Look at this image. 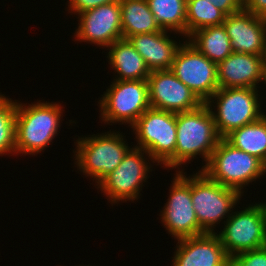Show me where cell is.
Returning a JSON list of instances; mask_svg holds the SVG:
<instances>
[{
  "mask_svg": "<svg viewBox=\"0 0 266 266\" xmlns=\"http://www.w3.org/2000/svg\"><path fill=\"white\" fill-rule=\"evenodd\" d=\"M211 107L206 103L198 109L176 113L175 168L201 155L208 164L221 137L218 135Z\"/></svg>",
  "mask_w": 266,
  "mask_h": 266,
  "instance_id": "cell-1",
  "label": "cell"
},
{
  "mask_svg": "<svg viewBox=\"0 0 266 266\" xmlns=\"http://www.w3.org/2000/svg\"><path fill=\"white\" fill-rule=\"evenodd\" d=\"M62 113L58 103L39 101L26 106L16 102V153L34 155L48 147L58 134Z\"/></svg>",
  "mask_w": 266,
  "mask_h": 266,
  "instance_id": "cell-2",
  "label": "cell"
},
{
  "mask_svg": "<svg viewBox=\"0 0 266 266\" xmlns=\"http://www.w3.org/2000/svg\"><path fill=\"white\" fill-rule=\"evenodd\" d=\"M131 127L137 135L135 147L145 150L154 163L175 168L176 113L150 107Z\"/></svg>",
  "mask_w": 266,
  "mask_h": 266,
  "instance_id": "cell-3",
  "label": "cell"
},
{
  "mask_svg": "<svg viewBox=\"0 0 266 266\" xmlns=\"http://www.w3.org/2000/svg\"><path fill=\"white\" fill-rule=\"evenodd\" d=\"M201 170L211 180L240 194L243 186L263 176L260 159L233 147L224 138L220 139L208 164Z\"/></svg>",
  "mask_w": 266,
  "mask_h": 266,
  "instance_id": "cell-4",
  "label": "cell"
},
{
  "mask_svg": "<svg viewBox=\"0 0 266 266\" xmlns=\"http://www.w3.org/2000/svg\"><path fill=\"white\" fill-rule=\"evenodd\" d=\"M118 132H105L77 139L76 165L87 176L94 177L97 185L121 163L130 150Z\"/></svg>",
  "mask_w": 266,
  "mask_h": 266,
  "instance_id": "cell-5",
  "label": "cell"
},
{
  "mask_svg": "<svg viewBox=\"0 0 266 266\" xmlns=\"http://www.w3.org/2000/svg\"><path fill=\"white\" fill-rule=\"evenodd\" d=\"M255 88H219L206 102L217 105V114L211 109L218 135L224 138L231 131L258 121L264 112ZM214 99V100H213Z\"/></svg>",
  "mask_w": 266,
  "mask_h": 266,
  "instance_id": "cell-6",
  "label": "cell"
},
{
  "mask_svg": "<svg viewBox=\"0 0 266 266\" xmlns=\"http://www.w3.org/2000/svg\"><path fill=\"white\" fill-rule=\"evenodd\" d=\"M241 194L211 180L202 170L191 176V199L198 224L206 233H215L214 226L230 217ZM228 214V216H227Z\"/></svg>",
  "mask_w": 266,
  "mask_h": 266,
  "instance_id": "cell-7",
  "label": "cell"
},
{
  "mask_svg": "<svg viewBox=\"0 0 266 266\" xmlns=\"http://www.w3.org/2000/svg\"><path fill=\"white\" fill-rule=\"evenodd\" d=\"M100 98L104 123H127L132 126L150 108L147 80H114Z\"/></svg>",
  "mask_w": 266,
  "mask_h": 266,
  "instance_id": "cell-8",
  "label": "cell"
},
{
  "mask_svg": "<svg viewBox=\"0 0 266 266\" xmlns=\"http://www.w3.org/2000/svg\"><path fill=\"white\" fill-rule=\"evenodd\" d=\"M217 234L230 258L236 254L266 246V228L260 205L233 212Z\"/></svg>",
  "mask_w": 266,
  "mask_h": 266,
  "instance_id": "cell-9",
  "label": "cell"
},
{
  "mask_svg": "<svg viewBox=\"0 0 266 266\" xmlns=\"http://www.w3.org/2000/svg\"><path fill=\"white\" fill-rule=\"evenodd\" d=\"M170 70L203 103L219 89L217 64L188 41L179 47Z\"/></svg>",
  "mask_w": 266,
  "mask_h": 266,
  "instance_id": "cell-10",
  "label": "cell"
},
{
  "mask_svg": "<svg viewBox=\"0 0 266 266\" xmlns=\"http://www.w3.org/2000/svg\"><path fill=\"white\" fill-rule=\"evenodd\" d=\"M150 155L143 149L133 147L127 152L121 163L109 175H107L98 185L103 193L108 197L111 203L138 200L141 185L147 180L150 169L147 158ZM146 161V162H145Z\"/></svg>",
  "mask_w": 266,
  "mask_h": 266,
  "instance_id": "cell-11",
  "label": "cell"
},
{
  "mask_svg": "<svg viewBox=\"0 0 266 266\" xmlns=\"http://www.w3.org/2000/svg\"><path fill=\"white\" fill-rule=\"evenodd\" d=\"M172 181L170 195L161 219L169 234L177 240L205 234L198 224V219L191 199V177H186L182 170L177 171Z\"/></svg>",
  "mask_w": 266,
  "mask_h": 266,
  "instance_id": "cell-12",
  "label": "cell"
},
{
  "mask_svg": "<svg viewBox=\"0 0 266 266\" xmlns=\"http://www.w3.org/2000/svg\"><path fill=\"white\" fill-rule=\"evenodd\" d=\"M147 82L151 108L181 113L204 104L170 69L151 71Z\"/></svg>",
  "mask_w": 266,
  "mask_h": 266,
  "instance_id": "cell-13",
  "label": "cell"
},
{
  "mask_svg": "<svg viewBox=\"0 0 266 266\" xmlns=\"http://www.w3.org/2000/svg\"><path fill=\"white\" fill-rule=\"evenodd\" d=\"M76 40L109 47L122 39L120 1L103 4L79 15Z\"/></svg>",
  "mask_w": 266,
  "mask_h": 266,
  "instance_id": "cell-14",
  "label": "cell"
},
{
  "mask_svg": "<svg viewBox=\"0 0 266 266\" xmlns=\"http://www.w3.org/2000/svg\"><path fill=\"white\" fill-rule=\"evenodd\" d=\"M173 258V266H230L231 258L217 233L182 238Z\"/></svg>",
  "mask_w": 266,
  "mask_h": 266,
  "instance_id": "cell-15",
  "label": "cell"
},
{
  "mask_svg": "<svg viewBox=\"0 0 266 266\" xmlns=\"http://www.w3.org/2000/svg\"><path fill=\"white\" fill-rule=\"evenodd\" d=\"M223 25L231 40L232 51L261 55L266 33V18L254 15L244 8L226 15Z\"/></svg>",
  "mask_w": 266,
  "mask_h": 266,
  "instance_id": "cell-16",
  "label": "cell"
},
{
  "mask_svg": "<svg viewBox=\"0 0 266 266\" xmlns=\"http://www.w3.org/2000/svg\"><path fill=\"white\" fill-rule=\"evenodd\" d=\"M263 63L260 55L232 52L217 64L219 88H255L261 82Z\"/></svg>",
  "mask_w": 266,
  "mask_h": 266,
  "instance_id": "cell-17",
  "label": "cell"
},
{
  "mask_svg": "<svg viewBox=\"0 0 266 266\" xmlns=\"http://www.w3.org/2000/svg\"><path fill=\"white\" fill-rule=\"evenodd\" d=\"M168 31L143 33L130 36L128 40L136 51L143 57L150 71L169 70L175 55L181 46L169 39Z\"/></svg>",
  "mask_w": 266,
  "mask_h": 266,
  "instance_id": "cell-18",
  "label": "cell"
},
{
  "mask_svg": "<svg viewBox=\"0 0 266 266\" xmlns=\"http://www.w3.org/2000/svg\"><path fill=\"white\" fill-rule=\"evenodd\" d=\"M107 48L108 62L119 74L114 80H147L151 71L128 39H119Z\"/></svg>",
  "mask_w": 266,
  "mask_h": 266,
  "instance_id": "cell-19",
  "label": "cell"
},
{
  "mask_svg": "<svg viewBox=\"0 0 266 266\" xmlns=\"http://www.w3.org/2000/svg\"><path fill=\"white\" fill-rule=\"evenodd\" d=\"M122 36L162 31L146 0H120Z\"/></svg>",
  "mask_w": 266,
  "mask_h": 266,
  "instance_id": "cell-20",
  "label": "cell"
},
{
  "mask_svg": "<svg viewBox=\"0 0 266 266\" xmlns=\"http://www.w3.org/2000/svg\"><path fill=\"white\" fill-rule=\"evenodd\" d=\"M189 38L190 43L216 64L233 52L231 40L223 24L199 29Z\"/></svg>",
  "mask_w": 266,
  "mask_h": 266,
  "instance_id": "cell-21",
  "label": "cell"
},
{
  "mask_svg": "<svg viewBox=\"0 0 266 266\" xmlns=\"http://www.w3.org/2000/svg\"><path fill=\"white\" fill-rule=\"evenodd\" d=\"M224 139L233 147L262 160L266 154V115L231 131Z\"/></svg>",
  "mask_w": 266,
  "mask_h": 266,
  "instance_id": "cell-22",
  "label": "cell"
},
{
  "mask_svg": "<svg viewBox=\"0 0 266 266\" xmlns=\"http://www.w3.org/2000/svg\"><path fill=\"white\" fill-rule=\"evenodd\" d=\"M160 28L186 36L187 0H146Z\"/></svg>",
  "mask_w": 266,
  "mask_h": 266,
  "instance_id": "cell-23",
  "label": "cell"
},
{
  "mask_svg": "<svg viewBox=\"0 0 266 266\" xmlns=\"http://www.w3.org/2000/svg\"><path fill=\"white\" fill-rule=\"evenodd\" d=\"M226 14L206 0H187L186 37L199 29L222 25Z\"/></svg>",
  "mask_w": 266,
  "mask_h": 266,
  "instance_id": "cell-24",
  "label": "cell"
},
{
  "mask_svg": "<svg viewBox=\"0 0 266 266\" xmlns=\"http://www.w3.org/2000/svg\"><path fill=\"white\" fill-rule=\"evenodd\" d=\"M16 102L0 93V155L15 152Z\"/></svg>",
  "mask_w": 266,
  "mask_h": 266,
  "instance_id": "cell-25",
  "label": "cell"
},
{
  "mask_svg": "<svg viewBox=\"0 0 266 266\" xmlns=\"http://www.w3.org/2000/svg\"><path fill=\"white\" fill-rule=\"evenodd\" d=\"M230 266H266V246L236 254Z\"/></svg>",
  "mask_w": 266,
  "mask_h": 266,
  "instance_id": "cell-26",
  "label": "cell"
},
{
  "mask_svg": "<svg viewBox=\"0 0 266 266\" xmlns=\"http://www.w3.org/2000/svg\"><path fill=\"white\" fill-rule=\"evenodd\" d=\"M116 1L120 0H69L68 7L75 14H80L86 10Z\"/></svg>",
  "mask_w": 266,
  "mask_h": 266,
  "instance_id": "cell-27",
  "label": "cell"
},
{
  "mask_svg": "<svg viewBox=\"0 0 266 266\" xmlns=\"http://www.w3.org/2000/svg\"><path fill=\"white\" fill-rule=\"evenodd\" d=\"M226 15L240 12L244 8V0H206Z\"/></svg>",
  "mask_w": 266,
  "mask_h": 266,
  "instance_id": "cell-28",
  "label": "cell"
},
{
  "mask_svg": "<svg viewBox=\"0 0 266 266\" xmlns=\"http://www.w3.org/2000/svg\"><path fill=\"white\" fill-rule=\"evenodd\" d=\"M244 9L254 15L266 18V0H244Z\"/></svg>",
  "mask_w": 266,
  "mask_h": 266,
  "instance_id": "cell-29",
  "label": "cell"
},
{
  "mask_svg": "<svg viewBox=\"0 0 266 266\" xmlns=\"http://www.w3.org/2000/svg\"><path fill=\"white\" fill-rule=\"evenodd\" d=\"M260 57H261L263 65H266V33L264 36V43H263L262 52H261Z\"/></svg>",
  "mask_w": 266,
  "mask_h": 266,
  "instance_id": "cell-30",
  "label": "cell"
},
{
  "mask_svg": "<svg viewBox=\"0 0 266 266\" xmlns=\"http://www.w3.org/2000/svg\"><path fill=\"white\" fill-rule=\"evenodd\" d=\"M259 205H260L262 212H263L265 228H266V203H259Z\"/></svg>",
  "mask_w": 266,
  "mask_h": 266,
  "instance_id": "cell-31",
  "label": "cell"
},
{
  "mask_svg": "<svg viewBox=\"0 0 266 266\" xmlns=\"http://www.w3.org/2000/svg\"><path fill=\"white\" fill-rule=\"evenodd\" d=\"M261 167H262V174L264 175V173L266 174V154L263 157V159L261 160Z\"/></svg>",
  "mask_w": 266,
  "mask_h": 266,
  "instance_id": "cell-32",
  "label": "cell"
},
{
  "mask_svg": "<svg viewBox=\"0 0 266 266\" xmlns=\"http://www.w3.org/2000/svg\"><path fill=\"white\" fill-rule=\"evenodd\" d=\"M261 81H265L264 83L266 84V65H263Z\"/></svg>",
  "mask_w": 266,
  "mask_h": 266,
  "instance_id": "cell-33",
  "label": "cell"
}]
</instances>
